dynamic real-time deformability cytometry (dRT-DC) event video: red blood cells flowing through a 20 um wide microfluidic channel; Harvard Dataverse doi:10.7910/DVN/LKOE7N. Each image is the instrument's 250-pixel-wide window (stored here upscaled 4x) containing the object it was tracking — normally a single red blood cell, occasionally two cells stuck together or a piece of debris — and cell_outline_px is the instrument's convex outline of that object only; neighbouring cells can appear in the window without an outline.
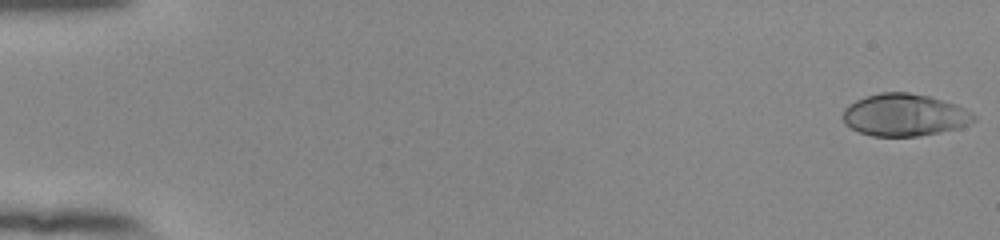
{"species": "human", "species_latin": "Homo sapiens", "temperature_condition": "room temperature", "stored_images_in_passage": 54, "camera_frame_rate_fps": 3000, "um_per_image_px": 0.085, "donor": {"sex": "female"}, "frame": {"image": 1, "passage_image": 1, "time_ms": 0.0, "image_size_px": [1000, 240], "cell_outline_px": [[976, 120], [960, 128], [920, 136], [872, 136], [860, 132], [844, 124], [844, 108], [856, 100], [880, 92], [908, 92], [928, 96], [956, 104], [964, 108], [976, 116]], "centroid_in_image_um": [76.9, 9.78], "position_along_channel_um": 8.1, "area_um2": 32.14}}
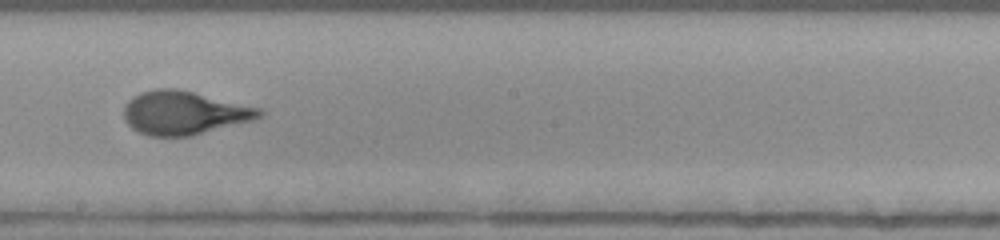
{"frame": {"image": 2, "passage_image": 32, "time_ms": 10.333, "image_size_px": [1000, 240], "cell_outline_px": [[264, 112], [260, 116], [252, 120], [192, 136], [148, 136], [132, 128], [124, 120], [124, 104], [132, 96], [140, 92], [156, 88], [176, 88], [264, 108]], "centroid_in_image_um": [15.63, 9.58], "position_along_channel_um": 232.6, "area_um2": 34.62}}
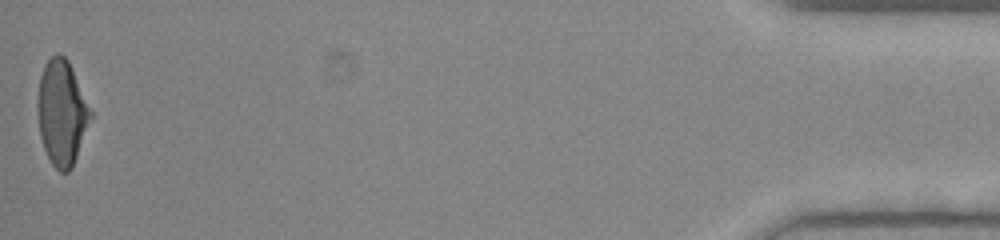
{"frame": {"image": 3, "passage_image": 54, "time_ms": 17.667, "image_size_px": [1000, 240], "cell_outline_px": [[92, 116], [72, 168], [68, 172], [60, 172], [52, 164], [44, 148], [40, 136], [36, 104], [40, 76], [44, 64], [56, 52], [60, 52], [68, 60], [72, 68], [92, 112]], "centroid_in_image_um": [5.24, 9.55], "position_along_channel_um": 430.0, "area_um2": 32.43}, "authors_computed_cell_mechanics": {"area_um2": 32.8882, "velocity_mm_per_s": 3.8902, "shape_relaxation_time_tau1_ms": 4.2539, "shape_relaxation_time_tau2_ms": null, "deformation_change_tau1": 0.1979, "deformation_change_tau2": null}}